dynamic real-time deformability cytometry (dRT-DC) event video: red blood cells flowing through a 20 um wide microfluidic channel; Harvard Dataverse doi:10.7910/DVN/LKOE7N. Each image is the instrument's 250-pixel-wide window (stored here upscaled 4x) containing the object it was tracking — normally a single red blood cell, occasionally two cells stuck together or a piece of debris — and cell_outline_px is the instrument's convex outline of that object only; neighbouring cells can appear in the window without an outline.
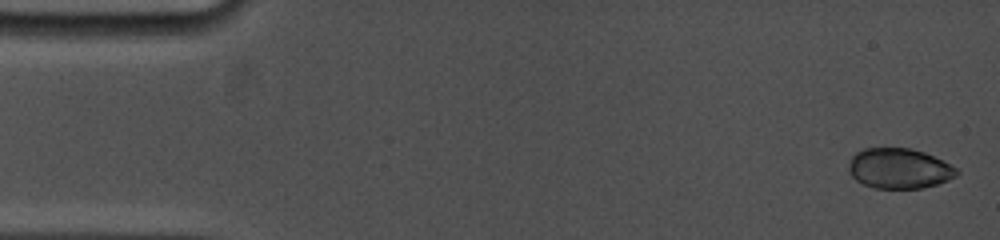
{"species": "common noctule bat (a hibernating species)", "species_latin": "Nyctalus noctula", "temperature_condition": "cold", "stored_images_in_passage": 7, "camera_frame_rate_fps": 5000, "um_per_image_px": 0.085, "animal": {"sex": "female", "body_mass_g": 19.0, "forearm_length_mm": 53.3}, "frame": {"image": 1, "passage_image": 1, "time_ms": 0.0, "image_size_px": [1000, 240], "cell_outline_px": [[960, 172], [956, 176], [948, 180], [924, 188], [872, 188], [856, 180], [848, 172], [848, 168], [852, 156], [856, 152], [864, 148], [912, 148], [924, 152], [956, 168]], "centroid_in_image_um": [76.4, 14.32], "position_along_channel_um": 8.6, "area_um2": 25.26}}